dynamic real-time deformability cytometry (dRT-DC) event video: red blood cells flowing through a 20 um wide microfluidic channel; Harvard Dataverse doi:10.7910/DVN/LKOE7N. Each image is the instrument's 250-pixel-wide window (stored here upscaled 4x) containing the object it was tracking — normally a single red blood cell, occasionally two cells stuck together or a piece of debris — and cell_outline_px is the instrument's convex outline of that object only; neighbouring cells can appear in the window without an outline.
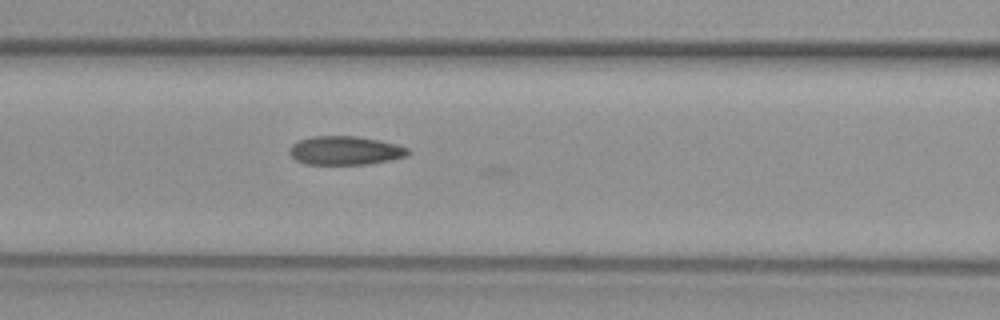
{"species": "common noctule bat (a hibernating species)", "species_latin": "Nyctalus noctula", "temperature_condition": "warm", "stored_images_in_passage": 25, "camera_frame_rate_fps": 3000, "um_per_image_px": 0.085, "animal": {"sex": "female", "body_mass_g": 29.2, "forearm_length_mm": 56.3}, "frame": {"image": 1, "passage_image": 22, "time_ms": 7.0, "image_size_px": [1000, 320], "cell_outline_px": [[412, 152], [408, 156], [368, 164], [308, 164], [296, 160], [288, 152], [292, 144], [300, 140], [312, 136], [356, 136], [380, 140], [396, 144], [408, 148]], "centroid_in_image_um": [29.36, 12.79], "position_along_channel_um": 137.2, "area_um2": 19.83}}